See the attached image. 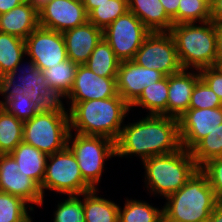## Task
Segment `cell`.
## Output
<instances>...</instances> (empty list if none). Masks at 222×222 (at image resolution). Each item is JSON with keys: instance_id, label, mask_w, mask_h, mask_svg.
Masks as SVG:
<instances>
[{"instance_id": "d4e9b609", "label": "cell", "mask_w": 222, "mask_h": 222, "mask_svg": "<svg viewBox=\"0 0 222 222\" xmlns=\"http://www.w3.org/2000/svg\"><path fill=\"white\" fill-rule=\"evenodd\" d=\"M78 65L67 59L59 65L43 70L51 91L62 101L71 91Z\"/></svg>"}, {"instance_id": "ac0fdd59", "label": "cell", "mask_w": 222, "mask_h": 222, "mask_svg": "<svg viewBox=\"0 0 222 222\" xmlns=\"http://www.w3.org/2000/svg\"><path fill=\"white\" fill-rule=\"evenodd\" d=\"M67 57L77 65H84L96 45L103 38V30L90 22L64 31Z\"/></svg>"}, {"instance_id": "bcb514c9", "label": "cell", "mask_w": 222, "mask_h": 222, "mask_svg": "<svg viewBox=\"0 0 222 222\" xmlns=\"http://www.w3.org/2000/svg\"><path fill=\"white\" fill-rule=\"evenodd\" d=\"M222 69V60L218 63V65Z\"/></svg>"}, {"instance_id": "8fae6325", "label": "cell", "mask_w": 222, "mask_h": 222, "mask_svg": "<svg viewBox=\"0 0 222 222\" xmlns=\"http://www.w3.org/2000/svg\"><path fill=\"white\" fill-rule=\"evenodd\" d=\"M151 31L127 11L103 30V38L120 61L132 60Z\"/></svg>"}, {"instance_id": "6da1fadb", "label": "cell", "mask_w": 222, "mask_h": 222, "mask_svg": "<svg viewBox=\"0 0 222 222\" xmlns=\"http://www.w3.org/2000/svg\"><path fill=\"white\" fill-rule=\"evenodd\" d=\"M133 122L126 121L115 142L116 157L141 162L156 155H164L179 150V122L169 116L146 115ZM125 157V158H124Z\"/></svg>"}, {"instance_id": "30bf717a", "label": "cell", "mask_w": 222, "mask_h": 222, "mask_svg": "<svg viewBox=\"0 0 222 222\" xmlns=\"http://www.w3.org/2000/svg\"><path fill=\"white\" fill-rule=\"evenodd\" d=\"M136 64L157 70L164 76L180 72L176 44L169 31L150 32L132 59Z\"/></svg>"}, {"instance_id": "7c38bea8", "label": "cell", "mask_w": 222, "mask_h": 222, "mask_svg": "<svg viewBox=\"0 0 222 222\" xmlns=\"http://www.w3.org/2000/svg\"><path fill=\"white\" fill-rule=\"evenodd\" d=\"M25 51L42 71L68 59L63 34L41 26L25 39Z\"/></svg>"}, {"instance_id": "5b68a950", "label": "cell", "mask_w": 222, "mask_h": 222, "mask_svg": "<svg viewBox=\"0 0 222 222\" xmlns=\"http://www.w3.org/2000/svg\"><path fill=\"white\" fill-rule=\"evenodd\" d=\"M169 32L174 38L183 69L201 70L218 65L217 31L212 20L176 24Z\"/></svg>"}, {"instance_id": "4fadbf2b", "label": "cell", "mask_w": 222, "mask_h": 222, "mask_svg": "<svg viewBox=\"0 0 222 222\" xmlns=\"http://www.w3.org/2000/svg\"><path fill=\"white\" fill-rule=\"evenodd\" d=\"M18 168L10 154H0V191L22 198L33 209L41 207L44 196L40 186Z\"/></svg>"}, {"instance_id": "ffe728a7", "label": "cell", "mask_w": 222, "mask_h": 222, "mask_svg": "<svg viewBox=\"0 0 222 222\" xmlns=\"http://www.w3.org/2000/svg\"><path fill=\"white\" fill-rule=\"evenodd\" d=\"M39 26L38 11L26 0L0 15V32L26 39Z\"/></svg>"}, {"instance_id": "f35d334b", "label": "cell", "mask_w": 222, "mask_h": 222, "mask_svg": "<svg viewBox=\"0 0 222 222\" xmlns=\"http://www.w3.org/2000/svg\"><path fill=\"white\" fill-rule=\"evenodd\" d=\"M211 20L222 22V0H211Z\"/></svg>"}, {"instance_id": "f546056e", "label": "cell", "mask_w": 222, "mask_h": 222, "mask_svg": "<svg viewBox=\"0 0 222 222\" xmlns=\"http://www.w3.org/2000/svg\"><path fill=\"white\" fill-rule=\"evenodd\" d=\"M33 211L22 198L0 191V222H33Z\"/></svg>"}, {"instance_id": "5bb4252c", "label": "cell", "mask_w": 222, "mask_h": 222, "mask_svg": "<svg viewBox=\"0 0 222 222\" xmlns=\"http://www.w3.org/2000/svg\"><path fill=\"white\" fill-rule=\"evenodd\" d=\"M38 14L39 26L61 33L88 22L82 0H51Z\"/></svg>"}, {"instance_id": "cb8c5ba5", "label": "cell", "mask_w": 222, "mask_h": 222, "mask_svg": "<svg viewBox=\"0 0 222 222\" xmlns=\"http://www.w3.org/2000/svg\"><path fill=\"white\" fill-rule=\"evenodd\" d=\"M99 189L83 193L85 222H119V203L99 195Z\"/></svg>"}, {"instance_id": "74e56055", "label": "cell", "mask_w": 222, "mask_h": 222, "mask_svg": "<svg viewBox=\"0 0 222 222\" xmlns=\"http://www.w3.org/2000/svg\"><path fill=\"white\" fill-rule=\"evenodd\" d=\"M199 73L200 77L222 101V69L219 66H212L199 70Z\"/></svg>"}, {"instance_id": "44dd1931", "label": "cell", "mask_w": 222, "mask_h": 222, "mask_svg": "<svg viewBox=\"0 0 222 222\" xmlns=\"http://www.w3.org/2000/svg\"><path fill=\"white\" fill-rule=\"evenodd\" d=\"M131 11L151 32L170 31L172 19L160 0H127Z\"/></svg>"}, {"instance_id": "9c48e42d", "label": "cell", "mask_w": 222, "mask_h": 222, "mask_svg": "<svg viewBox=\"0 0 222 222\" xmlns=\"http://www.w3.org/2000/svg\"><path fill=\"white\" fill-rule=\"evenodd\" d=\"M46 200L45 192H55L62 195H80L93 190V188L83 179L78 162L72 151L66 147L59 152L48 156L45 176L40 187Z\"/></svg>"}, {"instance_id": "3957f363", "label": "cell", "mask_w": 222, "mask_h": 222, "mask_svg": "<svg viewBox=\"0 0 222 222\" xmlns=\"http://www.w3.org/2000/svg\"><path fill=\"white\" fill-rule=\"evenodd\" d=\"M164 200L163 222H206L220 203L200 168Z\"/></svg>"}, {"instance_id": "836d02e7", "label": "cell", "mask_w": 222, "mask_h": 222, "mask_svg": "<svg viewBox=\"0 0 222 222\" xmlns=\"http://www.w3.org/2000/svg\"><path fill=\"white\" fill-rule=\"evenodd\" d=\"M57 201L56 209L52 212L53 222H85L83 194L66 195Z\"/></svg>"}, {"instance_id": "2e32d148", "label": "cell", "mask_w": 222, "mask_h": 222, "mask_svg": "<svg viewBox=\"0 0 222 222\" xmlns=\"http://www.w3.org/2000/svg\"><path fill=\"white\" fill-rule=\"evenodd\" d=\"M116 78L98 76L86 65H78L73 87L62 103L66 100V102H84L117 96Z\"/></svg>"}, {"instance_id": "e575fe53", "label": "cell", "mask_w": 222, "mask_h": 222, "mask_svg": "<svg viewBox=\"0 0 222 222\" xmlns=\"http://www.w3.org/2000/svg\"><path fill=\"white\" fill-rule=\"evenodd\" d=\"M222 107V101L200 78L193 89L189 109H208Z\"/></svg>"}, {"instance_id": "9a60e30c", "label": "cell", "mask_w": 222, "mask_h": 222, "mask_svg": "<svg viewBox=\"0 0 222 222\" xmlns=\"http://www.w3.org/2000/svg\"><path fill=\"white\" fill-rule=\"evenodd\" d=\"M178 122L181 146L191 151L222 123V107L188 109L178 118Z\"/></svg>"}, {"instance_id": "f6af8a7d", "label": "cell", "mask_w": 222, "mask_h": 222, "mask_svg": "<svg viewBox=\"0 0 222 222\" xmlns=\"http://www.w3.org/2000/svg\"><path fill=\"white\" fill-rule=\"evenodd\" d=\"M37 11L44 7L51 0H27Z\"/></svg>"}, {"instance_id": "83f0119b", "label": "cell", "mask_w": 222, "mask_h": 222, "mask_svg": "<svg viewBox=\"0 0 222 222\" xmlns=\"http://www.w3.org/2000/svg\"><path fill=\"white\" fill-rule=\"evenodd\" d=\"M119 64L114 51L102 38L84 65L98 76L117 77Z\"/></svg>"}, {"instance_id": "ee69618b", "label": "cell", "mask_w": 222, "mask_h": 222, "mask_svg": "<svg viewBox=\"0 0 222 222\" xmlns=\"http://www.w3.org/2000/svg\"><path fill=\"white\" fill-rule=\"evenodd\" d=\"M82 1L87 14H89L93 9L99 7V4H103L104 2H108L109 0H82Z\"/></svg>"}, {"instance_id": "4dcf8cb0", "label": "cell", "mask_w": 222, "mask_h": 222, "mask_svg": "<svg viewBox=\"0 0 222 222\" xmlns=\"http://www.w3.org/2000/svg\"><path fill=\"white\" fill-rule=\"evenodd\" d=\"M173 25L211 21V0H180Z\"/></svg>"}, {"instance_id": "7a4b0ae2", "label": "cell", "mask_w": 222, "mask_h": 222, "mask_svg": "<svg viewBox=\"0 0 222 222\" xmlns=\"http://www.w3.org/2000/svg\"><path fill=\"white\" fill-rule=\"evenodd\" d=\"M65 103L69 111L70 132L104 136L114 142L120 136L125 119L134 111L119 94L106 99Z\"/></svg>"}, {"instance_id": "603a6c76", "label": "cell", "mask_w": 222, "mask_h": 222, "mask_svg": "<svg viewBox=\"0 0 222 222\" xmlns=\"http://www.w3.org/2000/svg\"><path fill=\"white\" fill-rule=\"evenodd\" d=\"M169 76L144 88L140 96L130 105V110L142 108L145 115L167 116ZM146 110V111H145Z\"/></svg>"}, {"instance_id": "4316f807", "label": "cell", "mask_w": 222, "mask_h": 222, "mask_svg": "<svg viewBox=\"0 0 222 222\" xmlns=\"http://www.w3.org/2000/svg\"><path fill=\"white\" fill-rule=\"evenodd\" d=\"M25 56L24 39L0 32V77L11 73Z\"/></svg>"}, {"instance_id": "8d00e7d4", "label": "cell", "mask_w": 222, "mask_h": 222, "mask_svg": "<svg viewBox=\"0 0 222 222\" xmlns=\"http://www.w3.org/2000/svg\"><path fill=\"white\" fill-rule=\"evenodd\" d=\"M200 170L206 175L216 199L222 202V157L209 160Z\"/></svg>"}, {"instance_id": "d6a6232c", "label": "cell", "mask_w": 222, "mask_h": 222, "mask_svg": "<svg viewBox=\"0 0 222 222\" xmlns=\"http://www.w3.org/2000/svg\"><path fill=\"white\" fill-rule=\"evenodd\" d=\"M128 11L127 0H109L88 14V22L104 30L118 17Z\"/></svg>"}, {"instance_id": "e0dca14e", "label": "cell", "mask_w": 222, "mask_h": 222, "mask_svg": "<svg viewBox=\"0 0 222 222\" xmlns=\"http://www.w3.org/2000/svg\"><path fill=\"white\" fill-rule=\"evenodd\" d=\"M164 77L161 72L142 67L133 60L123 61L120 62L117 72V92L131 105L140 96L144 88Z\"/></svg>"}, {"instance_id": "60d3db41", "label": "cell", "mask_w": 222, "mask_h": 222, "mask_svg": "<svg viewBox=\"0 0 222 222\" xmlns=\"http://www.w3.org/2000/svg\"><path fill=\"white\" fill-rule=\"evenodd\" d=\"M25 1L26 0H0V15L9 12Z\"/></svg>"}, {"instance_id": "ab89813d", "label": "cell", "mask_w": 222, "mask_h": 222, "mask_svg": "<svg viewBox=\"0 0 222 222\" xmlns=\"http://www.w3.org/2000/svg\"><path fill=\"white\" fill-rule=\"evenodd\" d=\"M166 14L172 19L178 12L180 0H160Z\"/></svg>"}, {"instance_id": "b9f144b4", "label": "cell", "mask_w": 222, "mask_h": 222, "mask_svg": "<svg viewBox=\"0 0 222 222\" xmlns=\"http://www.w3.org/2000/svg\"><path fill=\"white\" fill-rule=\"evenodd\" d=\"M216 31H217V58L218 63L222 60V22L215 23Z\"/></svg>"}, {"instance_id": "7bdbcfd3", "label": "cell", "mask_w": 222, "mask_h": 222, "mask_svg": "<svg viewBox=\"0 0 222 222\" xmlns=\"http://www.w3.org/2000/svg\"><path fill=\"white\" fill-rule=\"evenodd\" d=\"M206 222H222V202L213 209V212Z\"/></svg>"}, {"instance_id": "d6986e66", "label": "cell", "mask_w": 222, "mask_h": 222, "mask_svg": "<svg viewBox=\"0 0 222 222\" xmlns=\"http://www.w3.org/2000/svg\"><path fill=\"white\" fill-rule=\"evenodd\" d=\"M200 78L199 70L190 69L169 76L167 116L178 119L189 109L193 89Z\"/></svg>"}, {"instance_id": "52a82bcc", "label": "cell", "mask_w": 222, "mask_h": 222, "mask_svg": "<svg viewBox=\"0 0 222 222\" xmlns=\"http://www.w3.org/2000/svg\"><path fill=\"white\" fill-rule=\"evenodd\" d=\"M25 59L23 58L11 73L0 77V96L3 99L0 100V106L17 94L28 95L40 110L61 103L51 91L42 70L36 67L31 58L25 56Z\"/></svg>"}, {"instance_id": "f1b7e54d", "label": "cell", "mask_w": 222, "mask_h": 222, "mask_svg": "<svg viewBox=\"0 0 222 222\" xmlns=\"http://www.w3.org/2000/svg\"><path fill=\"white\" fill-rule=\"evenodd\" d=\"M24 122L0 106V154H10L23 141Z\"/></svg>"}, {"instance_id": "1f68e13d", "label": "cell", "mask_w": 222, "mask_h": 222, "mask_svg": "<svg viewBox=\"0 0 222 222\" xmlns=\"http://www.w3.org/2000/svg\"><path fill=\"white\" fill-rule=\"evenodd\" d=\"M191 154L198 168L211 159L222 157V123L206 135L191 150Z\"/></svg>"}, {"instance_id": "8992f818", "label": "cell", "mask_w": 222, "mask_h": 222, "mask_svg": "<svg viewBox=\"0 0 222 222\" xmlns=\"http://www.w3.org/2000/svg\"><path fill=\"white\" fill-rule=\"evenodd\" d=\"M65 103L40 110L31 119L24 121L23 142L52 155L67 147L70 133L69 111Z\"/></svg>"}, {"instance_id": "277c9868", "label": "cell", "mask_w": 222, "mask_h": 222, "mask_svg": "<svg viewBox=\"0 0 222 222\" xmlns=\"http://www.w3.org/2000/svg\"><path fill=\"white\" fill-rule=\"evenodd\" d=\"M144 169L145 192L150 198H167L178 191L198 169L191 151L185 148L147 158L140 162ZM147 190V191H146Z\"/></svg>"}, {"instance_id": "7402d4cb", "label": "cell", "mask_w": 222, "mask_h": 222, "mask_svg": "<svg viewBox=\"0 0 222 222\" xmlns=\"http://www.w3.org/2000/svg\"><path fill=\"white\" fill-rule=\"evenodd\" d=\"M10 155L19 165L18 171L29 176L41 187L48 155L23 141L16 146Z\"/></svg>"}, {"instance_id": "d590c367", "label": "cell", "mask_w": 222, "mask_h": 222, "mask_svg": "<svg viewBox=\"0 0 222 222\" xmlns=\"http://www.w3.org/2000/svg\"><path fill=\"white\" fill-rule=\"evenodd\" d=\"M2 107L23 122L31 119L40 111L26 94H17L12 99H9Z\"/></svg>"}, {"instance_id": "ba28073f", "label": "cell", "mask_w": 222, "mask_h": 222, "mask_svg": "<svg viewBox=\"0 0 222 222\" xmlns=\"http://www.w3.org/2000/svg\"><path fill=\"white\" fill-rule=\"evenodd\" d=\"M67 147L75 156L83 179L93 189H100L107 161L116 158L115 142L104 136L70 132Z\"/></svg>"}, {"instance_id": "484cf974", "label": "cell", "mask_w": 222, "mask_h": 222, "mask_svg": "<svg viewBox=\"0 0 222 222\" xmlns=\"http://www.w3.org/2000/svg\"><path fill=\"white\" fill-rule=\"evenodd\" d=\"M124 205H119V222H163V207L141 199L127 198Z\"/></svg>"}]
</instances>
